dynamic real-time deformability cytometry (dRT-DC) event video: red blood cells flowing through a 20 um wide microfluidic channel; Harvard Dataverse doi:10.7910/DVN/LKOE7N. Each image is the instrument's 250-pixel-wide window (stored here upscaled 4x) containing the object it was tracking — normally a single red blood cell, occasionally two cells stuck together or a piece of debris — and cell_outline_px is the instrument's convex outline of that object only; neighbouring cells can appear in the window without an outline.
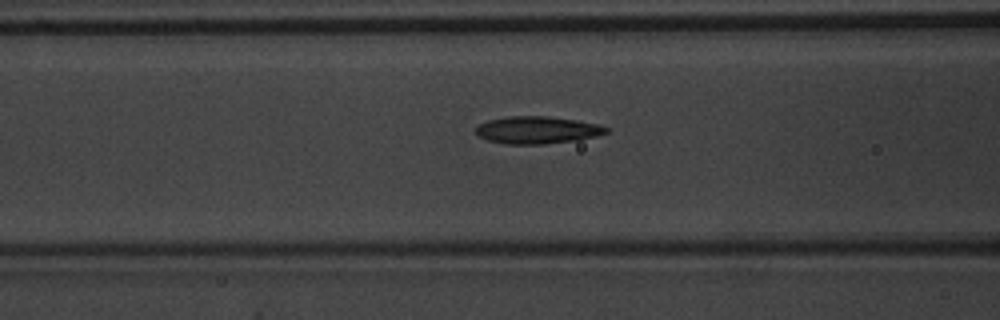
{"species": "common noctule bat (a hibernating species)", "species_latin": "Nyctalus noctula", "temperature_condition": "warm", "stored_images_in_passage": 36, "camera_frame_rate_fps": 3000, "um_per_image_px": 0.085, "animal": {"sex": "male", "body_mass_g": 20.1, "forearm_length_mm": 53.5}, "frame": {"image": 1, "passage_image": 12, "time_ms": 3.667, "image_size_px": [1000, 320], "cell_outline_px": [[608, 132], [596, 136], [576, 140], [544, 144], [508, 144], [488, 140], [476, 136], [476, 128], [480, 124], [488, 120], [508, 116], [548, 116], [576, 120], [600, 124], [608, 128]], "centroid_in_image_um": [45.66, 11.05], "position_along_channel_um": 120.9, "area_um2": 20.75}}
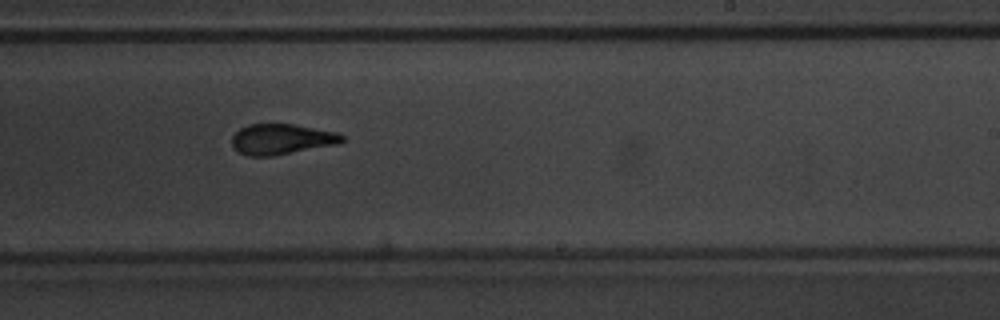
{"frame": {"image": 2, "passage_image": 23, "time_ms": 7.333, "image_size_px": [1000, 320], "cell_outline_px": [[344, 140], [340, 144], [272, 156], [248, 156], [232, 148], [232, 136], [240, 128], [248, 124], [292, 124], [340, 132], [344, 136]], "centroid_in_image_um": [23.96, 11.83], "position_along_channel_um": 265.0, "area_um2": 19.83}}
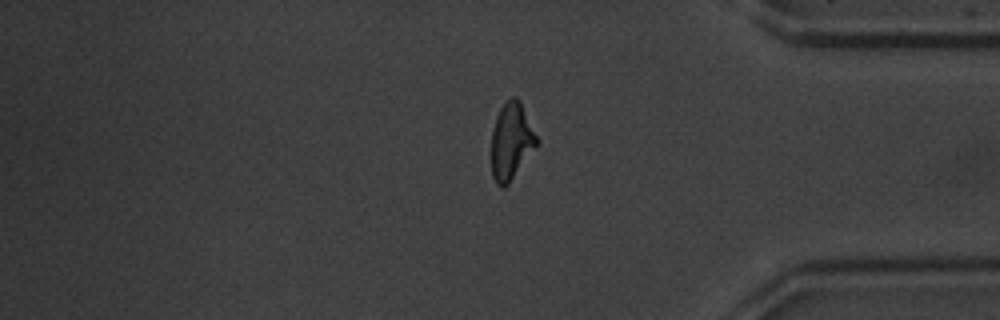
{"frame": {"image": 3, "passage_image": 34, "time_ms": 11.0, "image_size_px": [1000, 320], "cell_outline_px": [[540, 140], [508, 184], [504, 188], [496, 184], [492, 176], [492, 132], [496, 116], [500, 108], [512, 96], [516, 96], [520, 100]], "centroid_in_image_um": [43.47, 11.98], "position_along_channel_um": 391.7, "area_um2": 20.17}}